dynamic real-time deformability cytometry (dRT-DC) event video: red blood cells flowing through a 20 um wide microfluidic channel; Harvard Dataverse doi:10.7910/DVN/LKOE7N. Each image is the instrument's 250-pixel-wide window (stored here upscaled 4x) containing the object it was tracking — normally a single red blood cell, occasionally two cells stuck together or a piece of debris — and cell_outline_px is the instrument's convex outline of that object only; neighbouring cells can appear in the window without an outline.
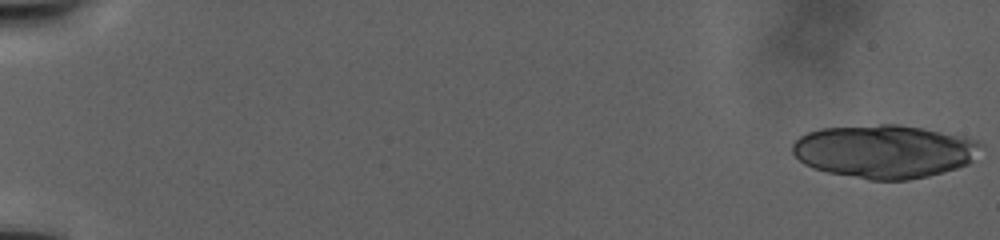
{"species": "human", "species_latin": "Homo sapiens", "temperature_condition": "warm", "stored_images_in_passage": 55, "camera_frame_rate_fps": 3000, "um_per_image_px": 0.085, "donor": {"sex": "male"}, "frame": {"image": 1, "passage_image": 1, "time_ms": 0.0, "image_size_px": [1000, 240], "cell_outline_px": [[980, 144], [968, 164], [956, 168], [928, 176], [908, 180], [868, 180], [828, 172], [812, 168], [804, 164], [792, 152], [792, 144], [800, 136], [808, 132], [820, 128], [880, 124], [900, 124], [964, 136], [976, 140]], "centroid_in_image_um": [75.11, 12.86], "position_along_channel_um": 9.9, "area_um2": 58.26}}
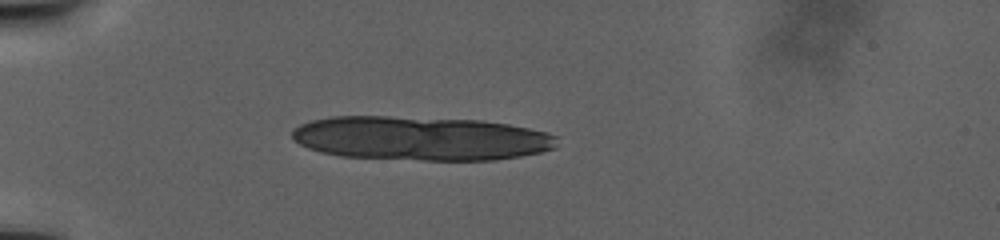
{"frame": {"image": 2, "passage_image": 47, "time_ms": 11.667, "image_size_px": [1000, 240], "cell_outline_px": [[560, 136], [556, 148], [540, 152], [520, 156], [496, 160], [424, 160], [340, 156], [320, 152], [308, 148], [292, 140], [292, 132], [300, 124], [312, 120], [332, 116], [388, 116], [480, 120], [508, 124], [528, 128]], "centroid_in_image_um": [35.77, 11.76], "position_along_channel_um": 49.2, "area_um2": 68.32}}